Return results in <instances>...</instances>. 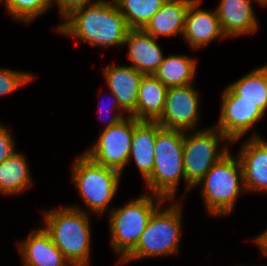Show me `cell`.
<instances>
[{"label": "cell", "mask_w": 267, "mask_h": 266, "mask_svg": "<svg viewBox=\"0 0 267 266\" xmlns=\"http://www.w3.org/2000/svg\"><path fill=\"white\" fill-rule=\"evenodd\" d=\"M86 9V10H84ZM57 29L93 45H124L129 27L114 0H98L92 6L73 10Z\"/></svg>", "instance_id": "1"}, {"label": "cell", "mask_w": 267, "mask_h": 266, "mask_svg": "<svg viewBox=\"0 0 267 266\" xmlns=\"http://www.w3.org/2000/svg\"><path fill=\"white\" fill-rule=\"evenodd\" d=\"M44 230L72 266H89L90 229L87 214L76 207L44 214Z\"/></svg>", "instance_id": "2"}, {"label": "cell", "mask_w": 267, "mask_h": 266, "mask_svg": "<svg viewBox=\"0 0 267 266\" xmlns=\"http://www.w3.org/2000/svg\"><path fill=\"white\" fill-rule=\"evenodd\" d=\"M184 131L161 128L155 141V161L151 175L145 180L154 195L173 199L183 167Z\"/></svg>", "instance_id": "3"}, {"label": "cell", "mask_w": 267, "mask_h": 266, "mask_svg": "<svg viewBox=\"0 0 267 266\" xmlns=\"http://www.w3.org/2000/svg\"><path fill=\"white\" fill-rule=\"evenodd\" d=\"M241 186L239 183V179ZM203 184L202 194L208 211L212 215L229 214L244 190L243 170L240 159H234L229 152L221 158L199 181Z\"/></svg>", "instance_id": "4"}, {"label": "cell", "mask_w": 267, "mask_h": 266, "mask_svg": "<svg viewBox=\"0 0 267 266\" xmlns=\"http://www.w3.org/2000/svg\"><path fill=\"white\" fill-rule=\"evenodd\" d=\"M153 200L152 196L144 195L122 208L111 210V245L116 252H121L120 261L137 246L151 215L166 199L157 196V206Z\"/></svg>", "instance_id": "5"}, {"label": "cell", "mask_w": 267, "mask_h": 266, "mask_svg": "<svg viewBox=\"0 0 267 266\" xmlns=\"http://www.w3.org/2000/svg\"><path fill=\"white\" fill-rule=\"evenodd\" d=\"M158 207L151 215L137 246L120 262L178 252L180 237V207L172 206L161 212Z\"/></svg>", "instance_id": "6"}, {"label": "cell", "mask_w": 267, "mask_h": 266, "mask_svg": "<svg viewBox=\"0 0 267 266\" xmlns=\"http://www.w3.org/2000/svg\"><path fill=\"white\" fill-rule=\"evenodd\" d=\"M72 174L86 205L102 213L116 193L121 173L94 163L84 154L73 165Z\"/></svg>", "instance_id": "7"}, {"label": "cell", "mask_w": 267, "mask_h": 266, "mask_svg": "<svg viewBox=\"0 0 267 266\" xmlns=\"http://www.w3.org/2000/svg\"><path fill=\"white\" fill-rule=\"evenodd\" d=\"M116 113L99 137L97 144L85 154L94 163L122 173L129 162L131 139L134 133V117Z\"/></svg>", "instance_id": "8"}, {"label": "cell", "mask_w": 267, "mask_h": 266, "mask_svg": "<svg viewBox=\"0 0 267 266\" xmlns=\"http://www.w3.org/2000/svg\"><path fill=\"white\" fill-rule=\"evenodd\" d=\"M228 138L217 128L194 132L190 137L185 135L183 142V167L185 172L186 190L199 184L204 175L223 158L229 150L222 149L219 153L218 141Z\"/></svg>", "instance_id": "9"}, {"label": "cell", "mask_w": 267, "mask_h": 266, "mask_svg": "<svg viewBox=\"0 0 267 266\" xmlns=\"http://www.w3.org/2000/svg\"><path fill=\"white\" fill-rule=\"evenodd\" d=\"M198 93L192 84L167 89L162 115L157 120L162 128L193 129L198 120Z\"/></svg>", "instance_id": "10"}, {"label": "cell", "mask_w": 267, "mask_h": 266, "mask_svg": "<svg viewBox=\"0 0 267 266\" xmlns=\"http://www.w3.org/2000/svg\"><path fill=\"white\" fill-rule=\"evenodd\" d=\"M222 100L219 124L215 127L229 141L236 142L264 115L254 103L238 100L229 88L223 92Z\"/></svg>", "instance_id": "11"}, {"label": "cell", "mask_w": 267, "mask_h": 266, "mask_svg": "<svg viewBox=\"0 0 267 266\" xmlns=\"http://www.w3.org/2000/svg\"><path fill=\"white\" fill-rule=\"evenodd\" d=\"M237 156L242 165L244 190L267 191V142L255 134Z\"/></svg>", "instance_id": "12"}, {"label": "cell", "mask_w": 267, "mask_h": 266, "mask_svg": "<svg viewBox=\"0 0 267 266\" xmlns=\"http://www.w3.org/2000/svg\"><path fill=\"white\" fill-rule=\"evenodd\" d=\"M201 0H193L186 12L183 36L193 48H199L208 44L224 33L216 10L207 12L199 8Z\"/></svg>", "instance_id": "13"}, {"label": "cell", "mask_w": 267, "mask_h": 266, "mask_svg": "<svg viewBox=\"0 0 267 266\" xmlns=\"http://www.w3.org/2000/svg\"><path fill=\"white\" fill-rule=\"evenodd\" d=\"M104 75L115 101L131 116L136 111L139 87L145 74L132 66H112L104 70Z\"/></svg>", "instance_id": "14"}, {"label": "cell", "mask_w": 267, "mask_h": 266, "mask_svg": "<svg viewBox=\"0 0 267 266\" xmlns=\"http://www.w3.org/2000/svg\"><path fill=\"white\" fill-rule=\"evenodd\" d=\"M125 43L129 44L132 67L145 75H153L164 58L155 38L143 29H129Z\"/></svg>", "instance_id": "15"}, {"label": "cell", "mask_w": 267, "mask_h": 266, "mask_svg": "<svg viewBox=\"0 0 267 266\" xmlns=\"http://www.w3.org/2000/svg\"><path fill=\"white\" fill-rule=\"evenodd\" d=\"M24 266H67L69 261L56 247L50 235L42 229L34 230L19 247Z\"/></svg>", "instance_id": "16"}, {"label": "cell", "mask_w": 267, "mask_h": 266, "mask_svg": "<svg viewBox=\"0 0 267 266\" xmlns=\"http://www.w3.org/2000/svg\"><path fill=\"white\" fill-rule=\"evenodd\" d=\"M162 127L157 121H139L134 117V133L131 139L129 159L134 160L146 180L153 170L155 161V141Z\"/></svg>", "instance_id": "17"}, {"label": "cell", "mask_w": 267, "mask_h": 266, "mask_svg": "<svg viewBox=\"0 0 267 266\" xmlns=\"http://www.w3.org/2000/svg\"><path fill=\"white\" fill-rule=\"evenodd\" d=\"M252 0H222L216 13L224 36L253 33L257 29Z\"/></svg>", "instance_id": "18"}, {"label": "cell", "mask_w": 267, "mask_h": 266, "mask_svg": "<svg viewBox=\"0 0 267 266\" xmlns=\"http://www.w3.org/2000/svg\"><path fill=\"white\" fill-rule=\"evenodd\" d=\"M193 0H166L143 30L155 39L159 35L183 34L185 16Z\"/></svg>", "instance_id": "19"}, {"label": "cell", "mask_w": 267, "mask_h": 266, "mask_svg": "<svg viewBox=\"0 0 267 266\" xmlns=\"http://www.w3.org/2000/svg\"><path fill=\"white\" fill-rule=\"evenodd\" d=\"M167 87L154 75H144L138 92L136 111L139 121H157L162 115Z\"/></svg>", "instance_id": "20"}, {"label": "cell", "mask_w": 267, "mask_h": 266, "mask_svg": "<svg viewBox=\"0 0 267 266\" xmlns=\"http://www.w3.org/2000/svg\"><path fill=\"white\" fill-rule=\"evenodd\" d=\"M196 60L184 55H170L163 58L153 75L167 88L192 84Z\"/></svg>", "instance_id": "21"}, {"label": "cell", "mask_w": 267, "mask_h": 266, "mask_svg": "<svg viewBox=\"0 0 267 266\" xmlns=\"http://www.w3.org/2000/svg\"><path fill=\"white\" fill-rule=\"evenodd\" d=\"M238 100L254 103L265 113L267 109V65L245 75L228 86Z\"/></svg>", "instance_id": "22"}, {"label": "cell", "mask_w": 267, "mask_h": 266, "mask_svg": "<svg viewBox=\"0 0 267 266\" xmlns=\"http://www.w3.org/2000/svg\"><path fill=\"white\" fill-rule=\"evenodd\" d=\"M25 157L13 153L0 164V191L3 194H16L29 187L30 175Z\"/></svg>", "instance_id": "23"}, {"label": "cell", "mask_w": 267, "mask_h": 266, "mask_svg": "<svg viewBox=\"0 0 267 266\" xmlns=\"http://www.w3.org/2000/svg\"><path fill=\"white\" fill-rule=\"evenodd\" d=\"M129 29H143L166 0H114Z\"/></svg>", "instance_id": "24"}, {"label": "cell", "mask_w": 267, "mask_h": 266, "mask_svg": "<svg viewBox=\"0 0 267 266\" xmlns=\"http://www.w3.org/2000/svg\"><path fill=\"white\" fill-rule=\"evenodd\" d=\"M8 12L15 19L30 22L51 7L50 0H5Z\"/></svg>", "instance_id": "25"}, {"label": "cell", "mask_w": 267, "mask_h": 266, "mask_svg": "<svg viewBox=\"0 0 267 266\" xmlns=\"http://www.w3.org/2000/svg\"><path fill=\"white\" fill-rule=\"evenodd\" d=\"M33 79L30 74L0 69V96H6L12 91H16L21 85Z\"/></svg>", "instance_id": "26"}, {"label": "cell", "mask_w": 267, "mask_h": 266, "mask_svg": "<svg viewBox=\"0 0 267 266\" xmlns=\"http://www.w3.org/2000/svg\"><path fill=\"white\" fill-rule=\"evenodd\" d=\"M8 132L0 125V164L15 153L13 140Z\"/></svg>", "instance_id": "27"}, {"label": "cell", "mask_w": 267, "mask_h": 266, "mask_svg": "<svg viewBox=\"0 0 267 266\" xmlns=\"http://www.w3.org/2000/svg\"><path fill=\"white\" fill-rule=\"evenodd\" d=\"M57 1L59 6L60 15L64 18L69 15L73 10L78 9L83 6H88L91 0H54ZM51 6L53 5V0H50Z\"/></svg>", "instance_id": "28"}, {"label": "cell", "mask_w": 267, "mask_h": 266, "mask_svg": "<svg viewBox=\"0 0 267 266\" xmlns=\"http://www.w3.org/2000/svg\"><path fill=\"white\" fill-rule=\"evenodd\" d=\"M255 240H256V243H258V245L260 246L264 255H267V229L265 230L263 234H261Z\"/></svg>", "instance_id": "29"}, {"label": "cell", "mask_w": 267, "mask_h": 266, "mask_svg": "<svg viewBox=\"0 0 267 266\" xmlns=\"http://www.w3.org/2000/svg\"><path fill=\"white\" fill-rule=\"evenodd\" d=\"M114 103H116V104H114V105L110 106V107H111V109H109V110H112V108H115V105H116V108L118 107V108H119V110L123 111V109L120 107V105H119V103H118V102H114ZM107 113H108V112H107Z\"/></svg>", "instance_id": "30"}, {"label": "cell", "mask_w": 267, "mask_h": 266, "mask_svg": "<svg viewBox=\"0 0 267 266\" xmlns=\"http://www.w3.org/2000/svg\"><path fill=\"white\" fill-rule=\"evenodd\" d=\"M259 3H261L262 5H266L267 4V0H257Z\"/></svg>", "instance_id": "31"}]
</instances>
